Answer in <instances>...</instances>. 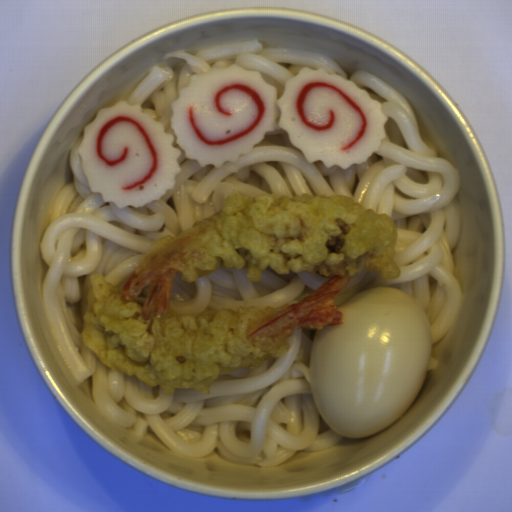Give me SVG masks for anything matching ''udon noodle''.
Masks as SVG:
<instances>
[{
	"label": "udon noodle",
	"mask_w": 512,
	"mask_h": 512,
	"mask_svg": "<svg viewBox=\"0 0 512 512\" xmlns=\"http://www.w3.org/2000/svg\"><path fill=\"white\" fill-rule=\"evenodd\" d=\"M332 277L311 271L281 274L265 269L260 280L248 275V268L222 266L194 282L175 274L169 305L182 315H197L217 308L246 305L278 309L299 303Z\"/></svg>",
	"instance_id": "2"
},
{
	"label": "udon noodle",
	"mask_w": 512,
	"mask_h": 512,
	"mask_svg": "<svg viewBox=\"0 0 512 512\" xmlns=\"http://www.w3.org/2000/svg\"><path fill=\"white\" fill-rule=\"evenodd\" d=\"M436 367H437V360L435 358L430 357L427 372L431 371V370H435Z\"/></svg>",
	"instance_id": "3"
},
{
	"label": "udon noodle",
	"mask_w": 512,
	"mask_h": 512,
	"mask_svg": "<svg viewBox=\"0 0 512 512\" xmlns=\"http://www.w3.org/2000/svg\"><path fill=\"white\" fill-rule=\"evenodd\" d=\"M238 63L260 70L278 96L305 66L341 75L381 101L388 114L386 138L370 158L346 169L307 162L283 129L266 134L253 152L235 163L200 167L176 142L171 104L191 76ZM162 122L181 152L173 188L142 207H117L92 192L75 142L70 180L62 187L38 244L47 271L41 293L50 326L78 382L92 381L100 414L139 436L154 434L180 456L215 452L226 462L269 468L297 453L327 450L345 437L321 418L312 396L309 368L319 329L295 330L283 357L215 380L208 393L175 389L171 395L109 368L81 335L91 280L107 277L125 285L146 250L163 236H176L220 211L233 191L253 196L330 195L355 198L383 213L397 234L395 279L374 271L347 281L335 300L338 310L373 287L409 291L423 302L432 346L456 322L463 304L454 251L463 220L458 167L425 141L403 93L364 71L348 75L322 54L266 47L258 39L191 52L166 53L126 100Z\"/></svg>",
	"instance_id": "1"
}]
</instances>
